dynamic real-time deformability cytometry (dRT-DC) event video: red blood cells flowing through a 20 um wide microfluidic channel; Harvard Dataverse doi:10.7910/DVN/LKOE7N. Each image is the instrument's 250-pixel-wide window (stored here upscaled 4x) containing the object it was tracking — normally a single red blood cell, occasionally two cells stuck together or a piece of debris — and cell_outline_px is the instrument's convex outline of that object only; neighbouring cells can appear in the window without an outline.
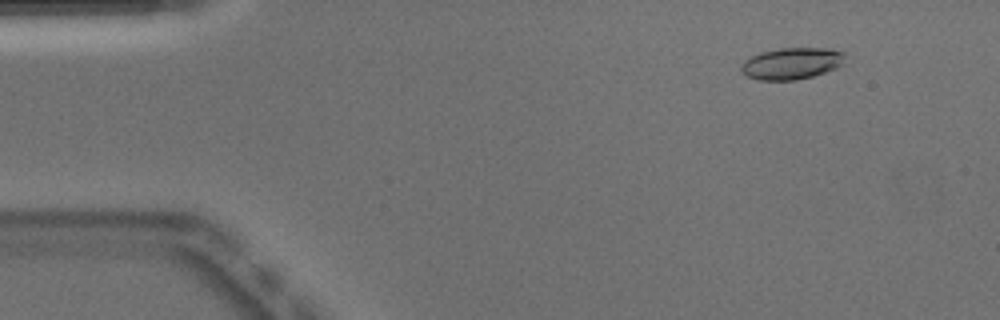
{"species": "Egyptian fruit bat (a non-hibernating species)", "species_latin": "Rousettus aegyptiacus", "temperature_condition": "warm", "stored_images_in_passage": 51, "segment_of_instrument_passage": [1, 2], "camera_frame_rate_fps": 3000, "um_per_image_px": 0.085, "animal": {"sex": "male"}, "frame": {"image": 1, "passage_image": 5, "time_ms": 1.333, "image_size_px": [1000, 320], "cell_outline_px": [[844, 64], [836, 68], [812, 76], [796, 80], [760, 80], [748, 76], [740, 72], [740, 64], [744, 60], [760, 52], [780, 48], [832, 48], [844, 52]], "centroid_in_image_um": [67.28, 5.38], "position_along_channel_um": 17.7, "area_um2": 19.31}}
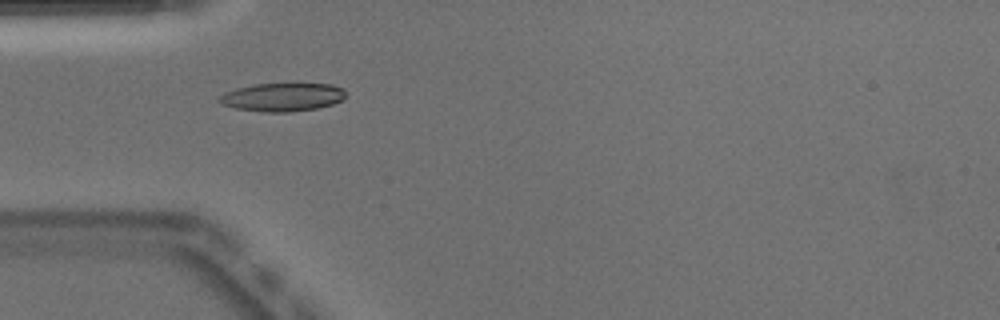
{"frame": {"image": 2, "passage_image": 15, "time_ms": 4.667, "image_size_px": [1000, 320], "cell_outline_px": [[348, 96], [344, 100], [332, 104], [316, 108], [288, 112], [260, 112], [236, 108], [220, 104], [216, 100], [224, 92], [236, 88], [256, 84], [332, 84], [344, 88]], "centroid_in_image_um": [24.02, 8.26], "position_along_channel_um": 61.0, "area_um2": 21.1}}
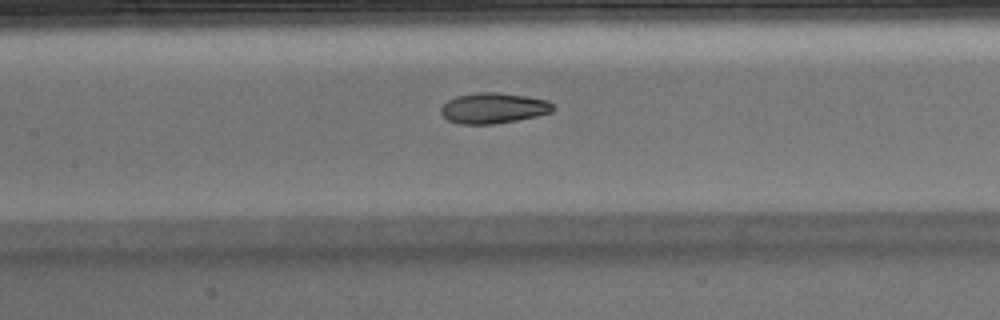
{"frame": {"image": 3, "passage_image": 23, "time_ms": 7.333, "image_size_px": [1000, 320], "cell_outline_px": [[556, 108], [552, 112], [536, 116], [516, 120], [492, 124], [460, 124], [448, 120], [440, 112], [440, 108], [448, 100], [456, 96], [476, 92], [496, 92], [528, 96], [548, 100]], "centroid_in_image_um": [41.95, 9.18], "position_along_channel_um": 165.5, "area_um2": 20.06}}